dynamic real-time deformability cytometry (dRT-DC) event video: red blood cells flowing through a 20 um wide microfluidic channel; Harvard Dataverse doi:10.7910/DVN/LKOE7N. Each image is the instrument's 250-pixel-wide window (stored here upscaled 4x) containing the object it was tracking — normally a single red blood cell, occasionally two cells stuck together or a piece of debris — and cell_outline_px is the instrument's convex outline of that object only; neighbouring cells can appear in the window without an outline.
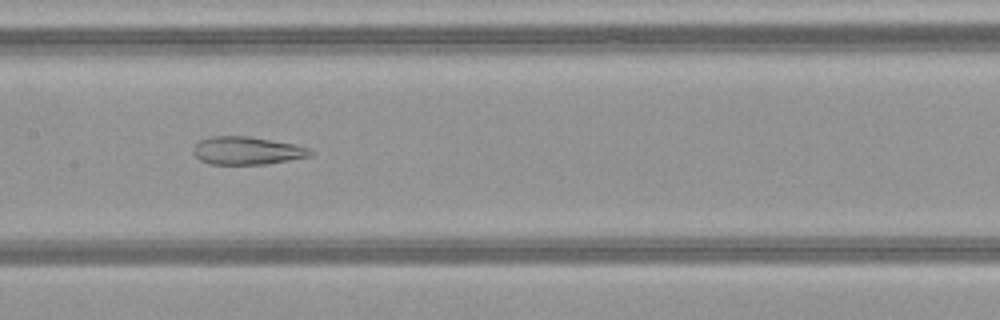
{"species": "common noctule bat (a hibernating species)", "species_latin": "Nyctalus noctula", "temperature_condition": "warm", "stored_images_in_passage": 51, "camera_frame_rate_fps": 3000, "um_per_image_px": 0.085, "animal": {"sex": "female", "body_mass_g": 21.9}, "frame": {"image": 1, "passage_image": 26, "time_ms": 8.333, "image_size_px": [1000, 320], "cell_outline_px": [[316, 152], [312, 156], [264, 164], [208, 164], [200, 160], [192, 152], [192, 148], [200, 140], [212, 136], [248, 136], [296, 144], [308, 148]], "centroid_in_image_um": [21.0, 12.8], "position_along_channel_um": 186.4, "area_um2": 19.13}}
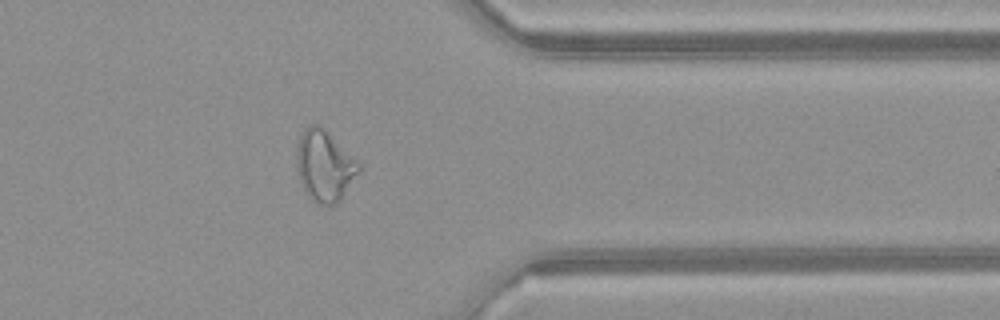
{"frame": {"image": 2, "passage_image": 41, "time_ms": 13.333, "image_size_px": [1000, 320], "cell_outline_px": [[360, 168], [340, 200], [336, 204], [316, 204], [308, 196], [300, 180], [296, 168], [296, 152], [300, 136], [304, 128], [308, 124], [320, 124], [360, 164]], "centroid_in_image_um": [27.54, 14.07], "position_along_channel_um": 383.9, "area_um2": 25.37}}
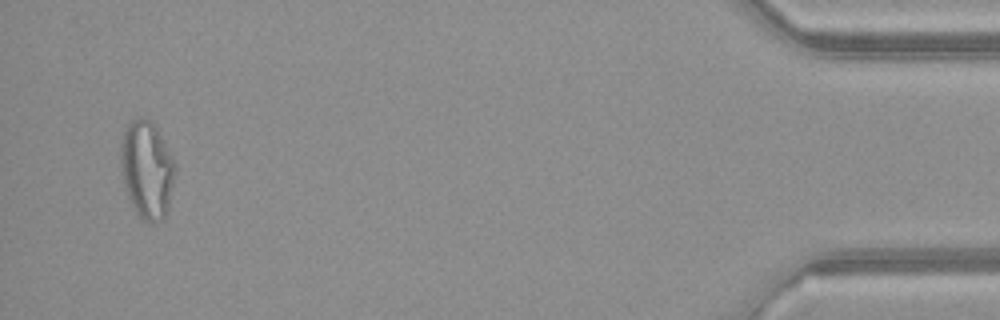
{"frame": {"image": 3, "passage_image": 49, "time_ms": 16.0, "image_size_px": [1000, 320], "cell_outline_px": [[176, 168], [168, 212], [164, 220], [148, 224], [140, 220], [128, 196], [124, 184], [120, 164], [120, 140], [124, 128], [136, 116], [144, 116], [152, 120], [172, 156], [176, 164]], "centroid_in_image_um": [12.48, 14.42], "position_along_channel_um": 422.7, "area_um2": 31.73}}